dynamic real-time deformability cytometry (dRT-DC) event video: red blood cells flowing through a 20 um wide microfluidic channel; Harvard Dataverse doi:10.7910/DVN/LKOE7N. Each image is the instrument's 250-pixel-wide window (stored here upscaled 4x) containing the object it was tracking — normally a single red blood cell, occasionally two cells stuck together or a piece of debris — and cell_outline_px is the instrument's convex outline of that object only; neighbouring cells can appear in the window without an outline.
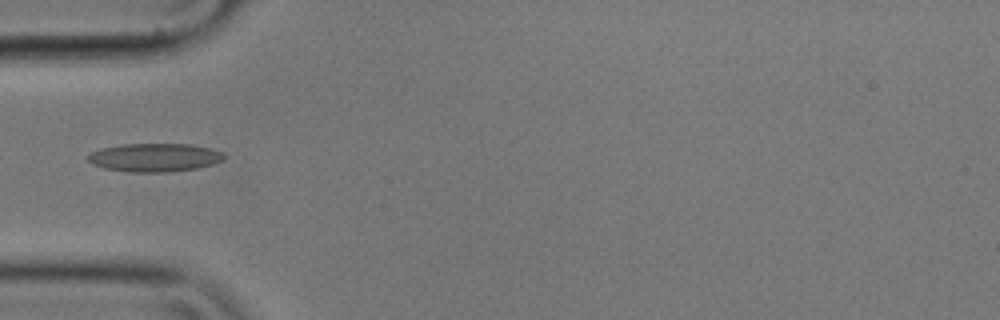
{"species": "common noctule bat (a hibernating species)", "species_latin": "Nyctalus noctula", "temperature_condition": "cold", "stored_images_in_passage": 11, "camera_frame_rate_fps": 3000, "um_per_image_px": 0.085, "animal": {"sex": "male", "body_mass_g": 17.9}, "frame": {"image": 1, "passage_image": 1, "time_ms": 0.0, "image_size_px": [1000, 320], "cell_outline_px": [[224, 160], [212, 164], [196, 168], [164, 172], [132, 172], [104, 168], [92, 164], [88, 160], [88, 156], [92, 152], [100, 148], [120, 144], [188, 144], [208, 148], [224, 152]], "centroid_in_image_um": [13.12, 13.38], "position_along_channel_um": 71.9, "area_um2": 22.37}}
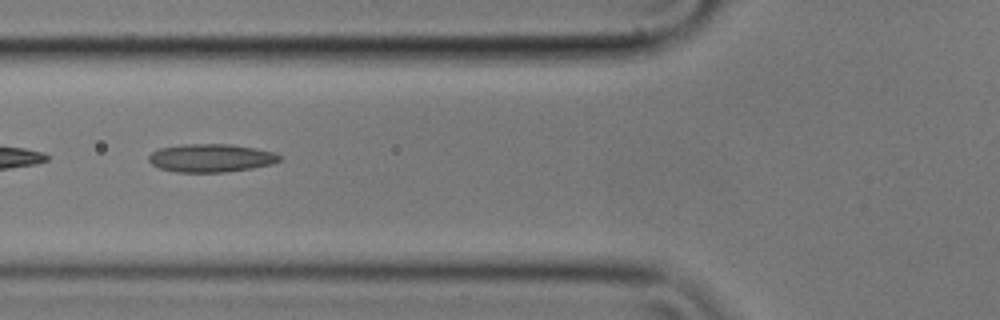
{"frame": {"image": 2, "passage_image": 4, "time_ms": 1.0, "image_size_px": [1000, 320], "cell_outline_px": [[280, 160], [272, 164], [252, 168], [224, 172], [176, 172], [160, 168], [152, 164], [148, 160], [148, 156], [152, 152], [160, 148], [184, 144], [232, 144], [256, 148], [276, 152], [280, 156]], "centroid_in_image_um": [17.95, 13.42], "position_along_channel_um": 107.9, "area_um2": 21.5}}
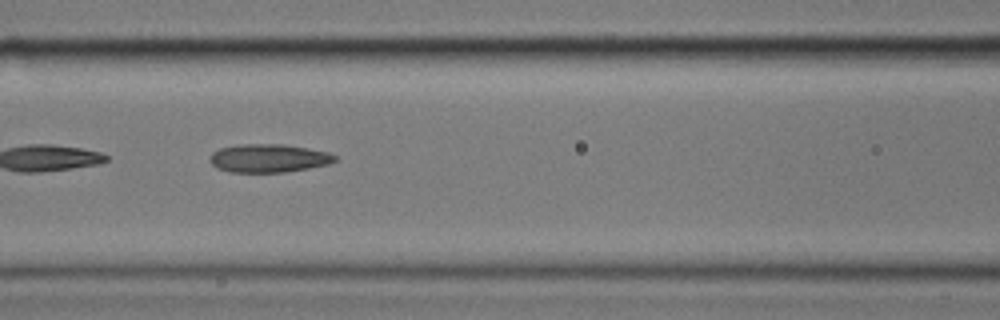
{"frame": {"image": 3, "passage_image": 7, "time_ms": 2.0, "image_size_px": [1000, 320], "cell_outline_px": [[340, 160], [328, 164], [308, 168], [284, 172], [232, 172], [216, 168], [208, 160], [212, 152], [220, 148], [240, 144], [280, 144], [308, 148], [328, 152], [336, 156]], "centroid_in_image_um": [22.83, 13.45], "position_along_channel_um": 143.8, "area_um2": 20.69}}